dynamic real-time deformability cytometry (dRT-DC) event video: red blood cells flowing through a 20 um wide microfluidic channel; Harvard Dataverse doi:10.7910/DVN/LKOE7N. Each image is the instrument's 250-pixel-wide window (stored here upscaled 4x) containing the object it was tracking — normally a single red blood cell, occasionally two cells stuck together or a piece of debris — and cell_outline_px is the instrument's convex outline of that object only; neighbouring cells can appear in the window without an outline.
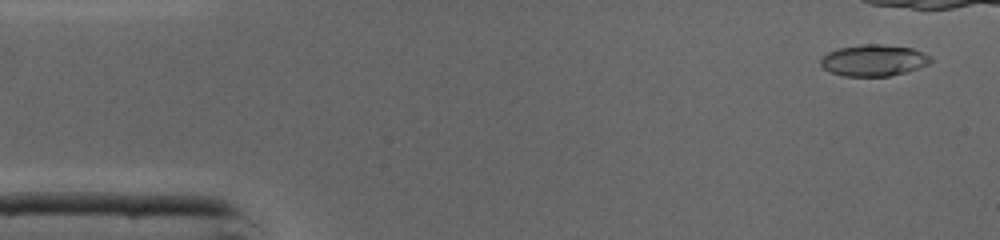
{"species": "common noctule bat (a hibernating species)", "species_latin": "Nyctalus noctula", "temperature_condition": "cold", "stored_images_in_passage": 34, "camera_frame_rate_fps": 3000, "um_per_image_px": 0.085, "animal": {"sex": "male", "body_mass_g": 19.0, "forearm_length_mm": 50.8}, "frame": {"image": 1, "passage_image": 2, "time_ms": 0.333, "image_size_px": [1000, 240], "cell_outline_px": [[932, 60], [928, 64], [920, 68], [888, 76], [844, 76], [832, 72], [824, 68], [820, 64], [820, 60], [828, 52], [840, 48], [860, 44], [880, 44], [912, 48], [928, 56]], "centroid_in_image_um": [74.25, 5.13], "position_along_channel_um": 10.8, "area_um2": 19.88}}
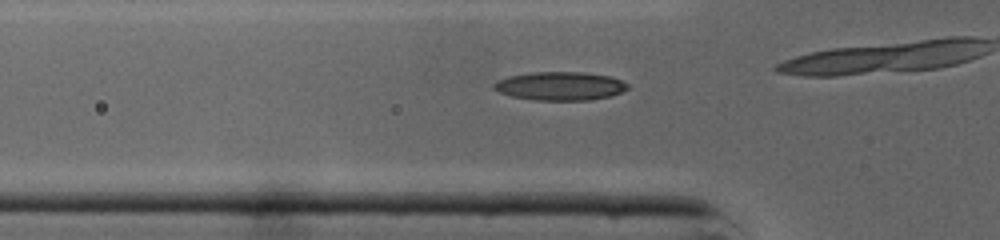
{"frame": {"image": 2, "passage_image": 14, "time_ms": 4.333, "image_size_px": [1000, 240], "cell_outline_px": [[628, 88], [620, 92], [608, 96], [588, 100], [536, 100], [512, 96], [500, 92], [492, 88], [492, 84], [496, 80], [508, 76], [532, 72], [580, 72], [608, 76], [620, 80], [628, 84]], "centroid_in_image_um": [47.54, 7.31], "position_along_channel_um": 78.3, "area_um2": 22.02}}
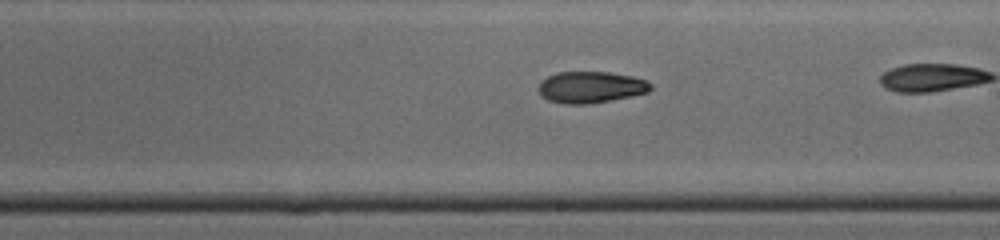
{"frame": {"image": 3, "passage_image": 25, "time_ms": 8.0, "image_size_px": [1000, 240], "cell_outline_px": [[652, 88], [648, 92], [632, 96], [588, 104], [564, 104], [548, 100], [540, 96], [540, 84], [548, 76], [556, 72], [608, 72], [632, 76], [644, 80], [652, 84]], "centroid_in_image_um": [50.22, 7.41], "position_along_channel_um": 238.8, "area_um2": 20.46}}